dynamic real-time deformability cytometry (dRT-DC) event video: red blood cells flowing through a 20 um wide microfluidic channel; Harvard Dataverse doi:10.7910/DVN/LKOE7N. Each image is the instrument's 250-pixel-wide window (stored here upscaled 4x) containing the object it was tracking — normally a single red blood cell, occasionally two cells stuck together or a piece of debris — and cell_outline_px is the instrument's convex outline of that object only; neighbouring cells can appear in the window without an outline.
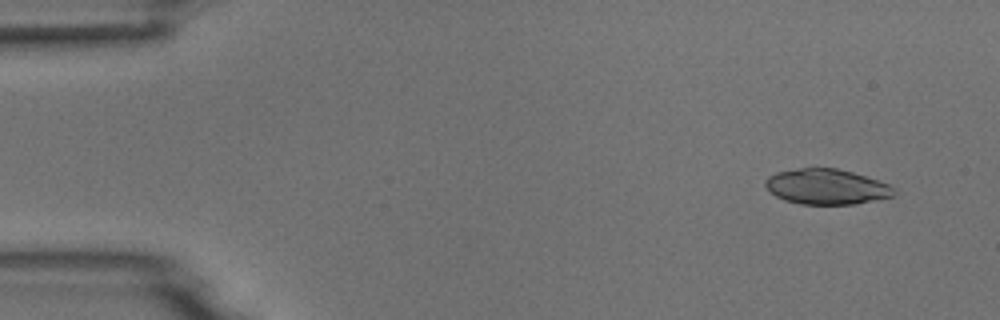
{"species": "common noctule bat (a hibernating species)", "species_latin": "Nyctalus noctula", "temperature_condition": "room temperature", "stored_images_in_passage": 4, "camera_frame_rate_fps": 3000, "um_per_image_px": 0.085, "animal": {"sex": "male", "body_mass_g": 18.8}, "frame": {"image": 1, "passage_image": 1, "time_ms": 0.0, "image_size_px": [1000, 320], "cell_outline_px": [[896, 192], [892, 196], [856, 204], [800, 204], [784, 200], [776, 196], [764, 184], [764, 180], [768, 176], [776, 172], [800, 168], [836, 168], [852, 172], [888, 184]], "centroid_in_image_um": [70.21, 15.87], "position_along_channel_um": 14.8, "area_um2": 26.24}}
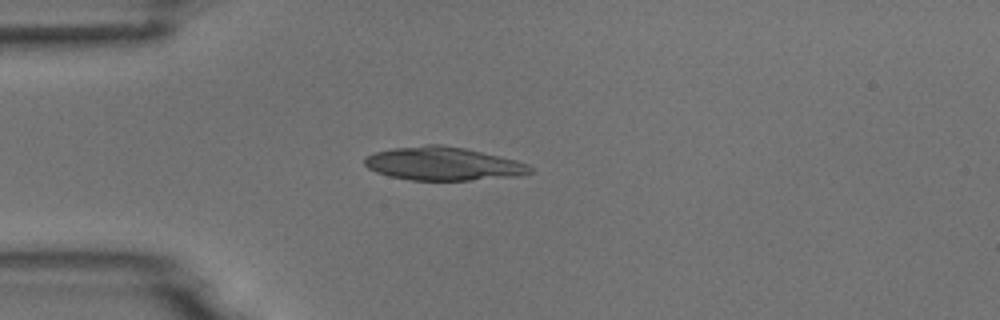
{"frame": {"image": 2, "passage_image": 4, "time_ms": 3.333, "image_size_px": [1000, 320], "cell_outline_px": [[532, 172], [520, 176], [468, 180], [412, 180], [388, 176], [376, 172], [368, 168], [364, 164], [364, 156], [372, 152], [392, 148], [424, 144], [440, 144], [464, 148], [500, 156], [516, 160], [528, 164], [532, 168]], "centroid_in_image_um": [37.63, 13.91], "position_along_channel_um": 47.4, "area_um2": 32.43}}